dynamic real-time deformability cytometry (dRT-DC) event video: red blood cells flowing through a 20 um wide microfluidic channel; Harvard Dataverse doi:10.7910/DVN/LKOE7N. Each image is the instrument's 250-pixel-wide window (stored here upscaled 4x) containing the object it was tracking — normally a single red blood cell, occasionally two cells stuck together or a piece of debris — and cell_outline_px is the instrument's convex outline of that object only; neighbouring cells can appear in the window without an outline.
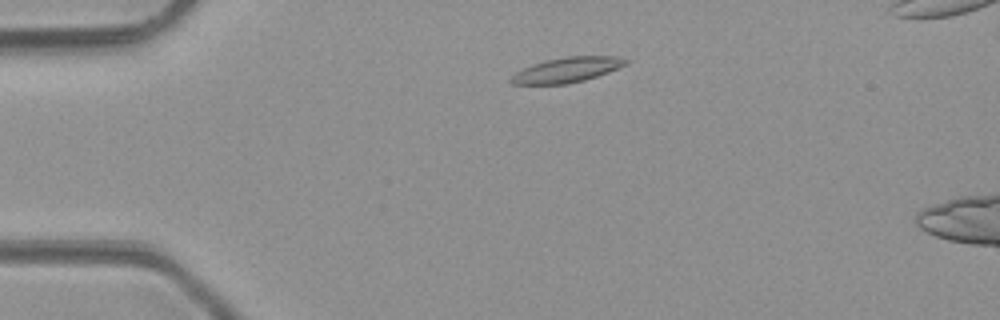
{"species": "common noctule bat (a hibernating species)", "species_latin": "Nyctalus noctula", "temperature_condition": "room temperature", "stored_images_in_passage": 4, "camera_frame_rate_fps": 3000, "um_per_image_px": 0.085, "animal": {"sex": "male", "body_mass_g": 23.1, "forearm_length_mm": 52.7}, "frame": {"image": 1, "passage_image": 2, "time_ms": 1.0, "image_size_px": [1000, 320], "cell_outline_px": [[628, 64], [608, 72], [584, 80], [568, 84], [512, 84], [508, 80], [516, 72], [532, 64], [544, 60], [568, 56], [616, 56], [628, 60]], "centroid_in_image_um": [48.18, 5.93], "position_along_channel_um": 36.8, "area_um2": 16.7}}